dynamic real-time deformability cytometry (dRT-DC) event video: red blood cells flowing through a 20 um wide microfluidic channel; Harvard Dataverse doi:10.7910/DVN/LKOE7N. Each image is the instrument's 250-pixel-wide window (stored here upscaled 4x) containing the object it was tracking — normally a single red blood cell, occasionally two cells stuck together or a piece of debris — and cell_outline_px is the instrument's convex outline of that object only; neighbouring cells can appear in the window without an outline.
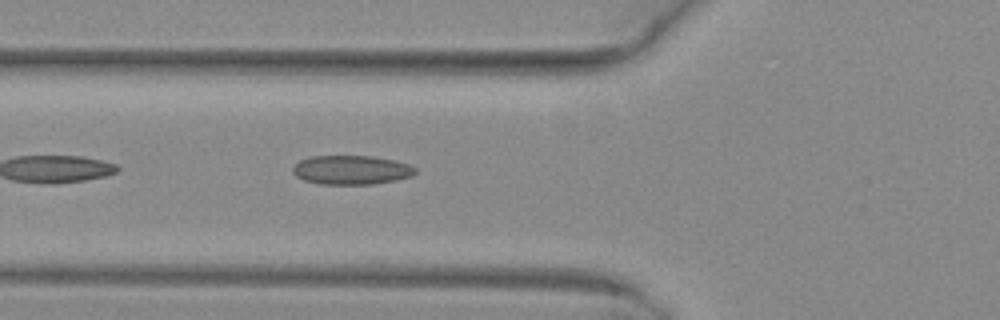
{"species": "common noctule bat (a hibernating species)", "species_latin": "Nyctalus noctula", "temperature_condition": "warm", "stored_images_in_passage": 10, "camera_frame_rate_fps": 3000, "um_per_image_px": 0.085, "animal": {"sex": "female", "body_mass_g": 29.2, "forearm_length_mm": 56.3}, "frame": {"image": 1, "passage_image": 4, "time_ms": 1.0, "image_size_px": [1000, 320], "cell_outline_px": [[416, 172], [412, 176], [396, 180], [372, 184], [320, 184], [304, 180], [296, 176], [292, 172], [292, 168], [300, 160], [308, 156], [372, 156], [396, 160], [408, 164], [416, 168]], "centroid_in_image_um": [29.86, 14.44], "position_along_channel_um": 95.9, "area_um2": 20.87}}
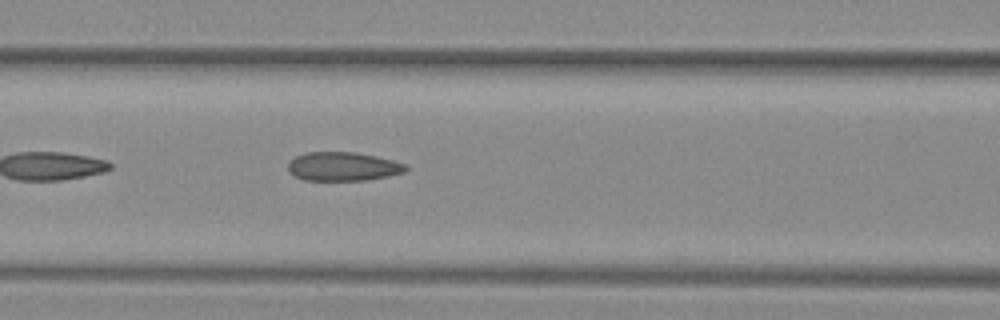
{"frame": {"image": 2, "passage_image": 7, "time_ms": 2.0, "image_size_px": [1000, 320], "cell_outline_px": [[408, 168], [404, 172], [388, 176], [368, 180], [304, 180], [288, 172], [288, 164], [296, 156], [308, 152], [356, 152], [376, 156], [392, 160], [404, 164]], "centroid_in_image_um": [29.15, 14.15], "position_along_channel_um": 137.5, "area_um2": 19.65}}